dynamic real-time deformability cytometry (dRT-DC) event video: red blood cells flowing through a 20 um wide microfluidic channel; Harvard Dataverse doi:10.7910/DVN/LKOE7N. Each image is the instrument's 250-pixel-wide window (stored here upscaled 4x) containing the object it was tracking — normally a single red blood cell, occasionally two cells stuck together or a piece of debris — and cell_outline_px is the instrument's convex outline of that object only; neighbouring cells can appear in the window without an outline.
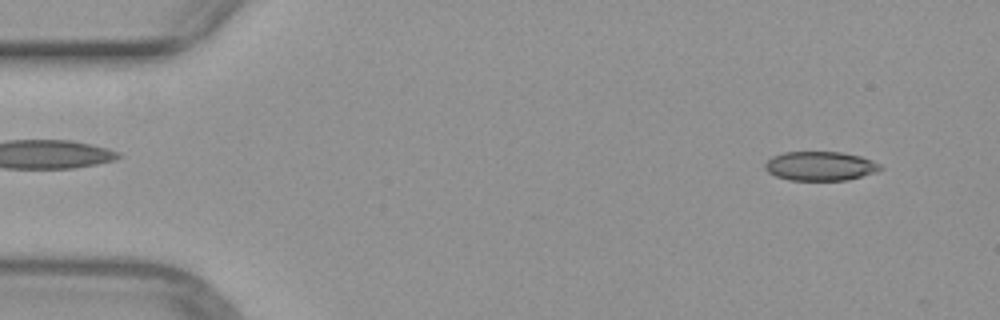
{"species": "common noctule bat (a hibernating species)", "species_latin": "Nyctalus noctula", "temperature_condition": "warm", "stored_images_in_passage": 50, "camera_frame_rate_fps": 3000, "um_per_image_px": 0.085, "animal": {"sex": "female", "body_mass_g": 29.2, "forearm_length_mm": 56.3}, "frame": {"image": 1, "passage_image": 4, "time_ms": 1.0, "image_size_px": [1000, 320], "cell_outline_px": [[884, 168], [876, 172], [848, 180], [788, 180], [776, 176], [768, 172], [764, 168], [764, 164], [772, 156], [784, 152], [840, 152], [860, 156], [872, 160], [880, 164]], "centroid_in_image_um": [69.72, 14.11], "position_along_channel_um": 15.3, "area_um2": 19.65}}
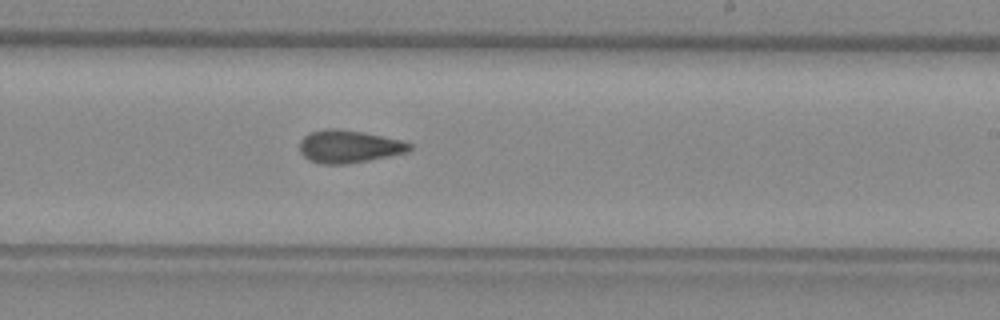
{"frame": {"image": 2, "passage_image": 30, "time_ms": 9.667, "image_size_px": [1000, 320], "cell_outline_px": [[412, 148], [408, 152], [368, 160], [344, 164], [320, 164], [308, 160], [300, 152], [300, 140], [304, 136], [312, 132], [324, 128], [340, 128], [364, 132], [400, 140], [412, 144]], "centroid_in_image_um": [29.63, 12.44], "position_along_channel_um": 259.4, "area_um2": 20.98}}
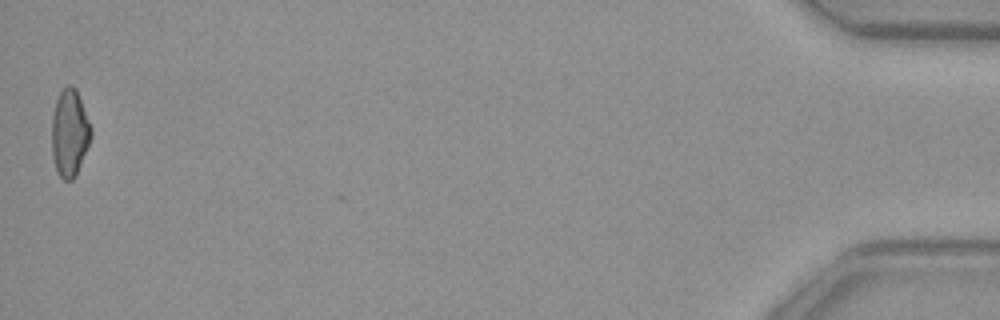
{"frame": {"image": 3, "passage_image": 50, "time_ms": 16.333, "image_size_px": [1000, 320], "cell_outline_px": [[92, 136], [76, 176], [72, 180], [64, 180], [60, 176], [56, 168], [52, 156], [52, 116], [56, 100], [60, 92], [68, 84], [72, 84], [76, 88], [92, 128]], "centroid_in_image_um": [5.92, 11.29], "position_along_channel_um": 429.3, "area_um2": 20.0}}